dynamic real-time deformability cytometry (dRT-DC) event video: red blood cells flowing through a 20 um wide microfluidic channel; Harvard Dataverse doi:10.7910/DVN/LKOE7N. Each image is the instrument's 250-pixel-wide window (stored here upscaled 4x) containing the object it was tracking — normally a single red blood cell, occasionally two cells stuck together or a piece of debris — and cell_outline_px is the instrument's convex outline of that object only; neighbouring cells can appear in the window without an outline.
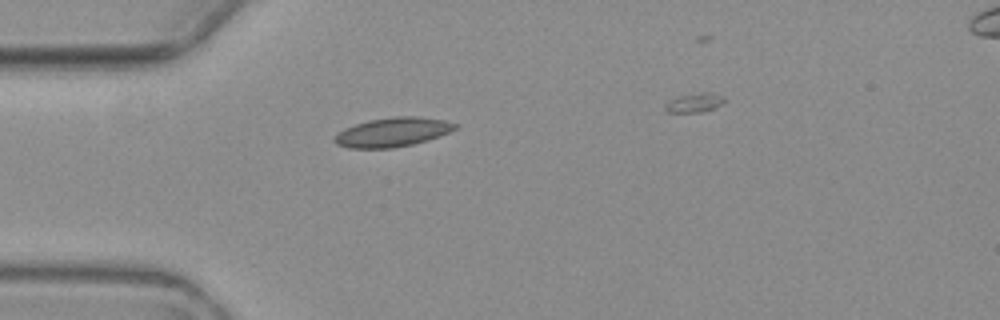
{"species": "common noctule bat (a hibernating species)", "species_latin": "Nyctalus noctula", "temperature_condition": "warm", "stored_images_in_passage": 4, "camera_frame_rate_fps": 3000, "um_per_image_px": 0.085, "animal": {"sex": "female", "body_mass_g": 19.3, "forearm_length_mm": 54.1}, "frame": {"image": 1, "passage_image": 1, "time_ms": 0.0, "image_size_px": [1000, 320], "cell_outline_px": [[460, 124], [456, 128], [440, 136], [428, 140], [412, 144], [392, 148], [348, 148], [336, 144], [332, 140], [344, 128], [368, 120], [392, 116], [420, 116], [444, 120]], "centroid_in_image_um": [33.39, 11.22], "position_along_channel_um": 51.6, "area_um2": 20.58}}